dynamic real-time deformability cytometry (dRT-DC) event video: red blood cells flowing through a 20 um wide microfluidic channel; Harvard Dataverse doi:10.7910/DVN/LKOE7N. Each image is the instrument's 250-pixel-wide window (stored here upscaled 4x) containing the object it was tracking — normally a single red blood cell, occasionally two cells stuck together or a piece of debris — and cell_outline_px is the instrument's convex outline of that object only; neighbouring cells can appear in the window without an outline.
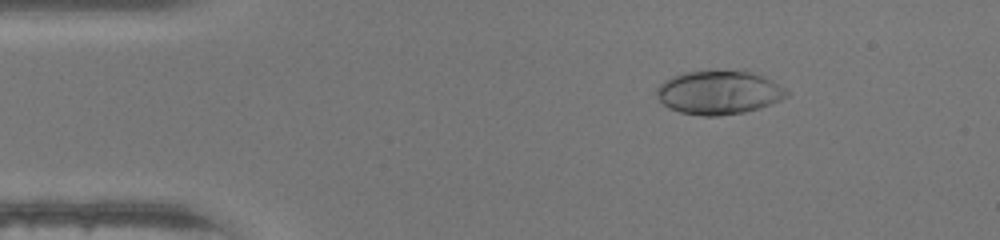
{"species": "human", "species_latin": "Homo sapiens", "temperature_condition": "warm", "stored_images_in_passage": 47, "camera_frame_rate_fps": 3000, "um_per_image_px": 0.085, "donor": {"sex": "female"}, "frame": {"image": 1, "passage_image": 7, "time_ms": 2.0, "image_size_px": [1000, 240], "cell_outline_px": [[792, 92], [788, 96], [780, 100], [760, 108], [744, 112], [720, 116], [700, 116], [680, 112], [668, 108], [656, 96], [656, 88], [664, 80], [672, 76], [684, 72], [716, 68], [744, 68], [764, 76], [772, 80]], "centroid_in_image_um": [61.13, 7.8], "position_along_channel_um": 23.9, "area_um2": 34.45}}
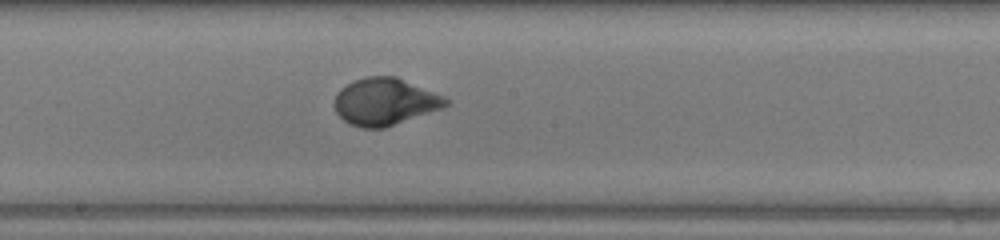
{"frame": {"image": 2, "passage_image": 25, "time_ms": 8.0, "image_size_px": [1000, 240], "cell_outline_px": [[452, 104], [444, 108], [384, 128], [360, 128], [348, 124], [336, 112], [332, 104], [336, 92], [340, 88], [356, 80], [368, 76], [396, 76], [444, 96], [452, 100]], "centroid_in_image_um": [32.73, 8.65], "position_along_channel_um": 215.5, "area_um2": 30.98}}
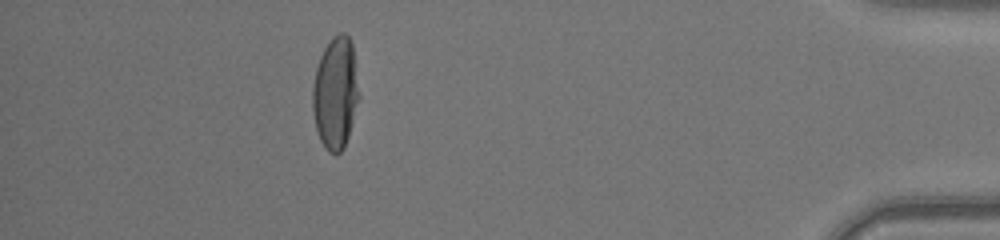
{"frame": {"image": 3, "passage_image": 42, "time_ms": 13.667, "image_size_px": [1000, 240], "cell_outline_px": [[360, 96], [348, 136], [344, 148], [336, 156], [328, 152], [324, 148], [320, 140], [316, 128], [312, 108], [312, 88], [316, 68], [320, 56], [324, 48], [340, 32], [344, 32], [348, 36], [352, 44]], "centroid_in_image_um": [28.51, 7.96], "position_along_channel_um": 406.7, "area_um2": 30.35}, "authors_computed_cell_mechanics": {"area_um2": 30.4606, "velocity_mm_per_s": 4.3888, "shape_relaxation_time_tau1_ms": 3.6296, "shape_relaxation_time_tau2_ms": null, "deformation_change_tau1": 0.2375, "deformation_change_tau2": null}}